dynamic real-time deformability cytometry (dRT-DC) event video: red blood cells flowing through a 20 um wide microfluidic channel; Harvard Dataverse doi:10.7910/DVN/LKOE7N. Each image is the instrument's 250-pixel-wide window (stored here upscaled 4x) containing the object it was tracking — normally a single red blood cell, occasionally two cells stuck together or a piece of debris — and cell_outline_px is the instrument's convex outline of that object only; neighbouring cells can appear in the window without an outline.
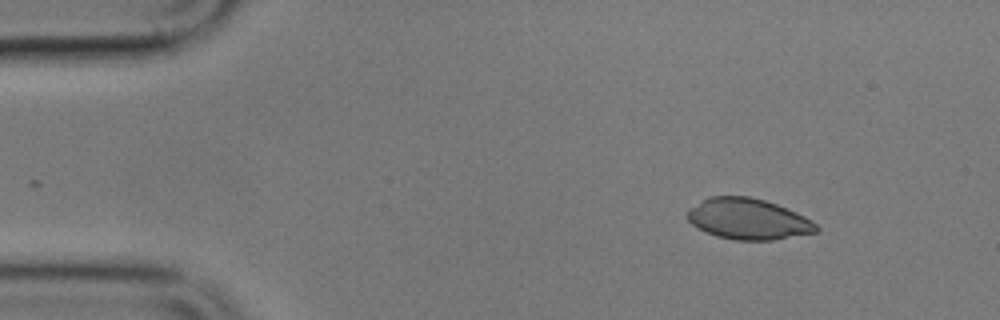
{"species": "common noctule bat (a hibernating species)", "species_latin": "Nyctalus noctula", "temperature_condition": "cold", "stored_images_in_passage": 2, "camera_frame_rate_fps": 3000, "um_per_image_px": 0.085, "animal": {"sex": "male", "body_mass_g": 17.9}, "frame": {"image": 1, "passage_image": 2, "time_ms": 1.667, "image_size_px": [1000, 320], "cell_outline_px": [[820, 228], [816, 232], [772, 240], [736, 240], [716, 236], [692, 224], [684, 216], [684, 212], [688, 208], [708, 196], [748, 196], [764, 200], [776, 204], [796, 212], [812, 220]], "centroid_in_image_um": [63.55, 18.6], "position_along_channel_um": 21.4, "area_um2": 30.81}}